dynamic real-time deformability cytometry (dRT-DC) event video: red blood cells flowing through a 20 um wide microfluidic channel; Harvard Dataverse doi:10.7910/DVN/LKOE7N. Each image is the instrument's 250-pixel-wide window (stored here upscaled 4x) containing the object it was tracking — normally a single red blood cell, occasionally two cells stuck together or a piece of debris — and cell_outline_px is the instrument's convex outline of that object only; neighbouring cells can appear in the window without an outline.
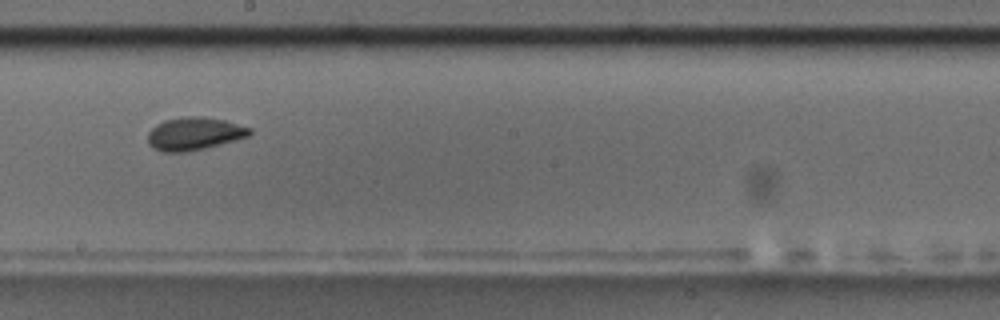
{"species": "common noctule bat (a hibernating species)", "species_latin": "Nyctalus noctula", "temperature_condition": "room temperature", "stored_images_in_passage": 16, "camera_frame_rate_fps": 3000, "um_per_image_px": 0.085, "animal": {"sex": "male", "body_mass_g": 17.5, "forearm_length_mm": 52.3}, "frame": {"image": 1, "passage_image": 10, "time_ms": 11.0, "image_size_px": [1000, 320], "cell_outline_px": [[252, 132], [248, 136], [236, 140], [204, 148], [184, 152], [160, 152], [152, 148], [148, 144], [148, 132], [156, 124], [164, 120], [184, 116], [204, 116], [224, 120], [252, 128]], "centroid_in_image_um": [16.49, 11.36], "position_along_channel_um": 231.7, "area_um2": 19.65}, "authors_computed_cell_mechanics": {"area_um2": 19.3919, "velocity_mm_per_s": 3.6482, "shape_relaxation_time_tau1_ms": 5.1271, "shape_relaxation_time_tau2_ms": 2.9435, "deformation_change_tau1": 0.1874, "deformation_change_tau2": 0.064}}